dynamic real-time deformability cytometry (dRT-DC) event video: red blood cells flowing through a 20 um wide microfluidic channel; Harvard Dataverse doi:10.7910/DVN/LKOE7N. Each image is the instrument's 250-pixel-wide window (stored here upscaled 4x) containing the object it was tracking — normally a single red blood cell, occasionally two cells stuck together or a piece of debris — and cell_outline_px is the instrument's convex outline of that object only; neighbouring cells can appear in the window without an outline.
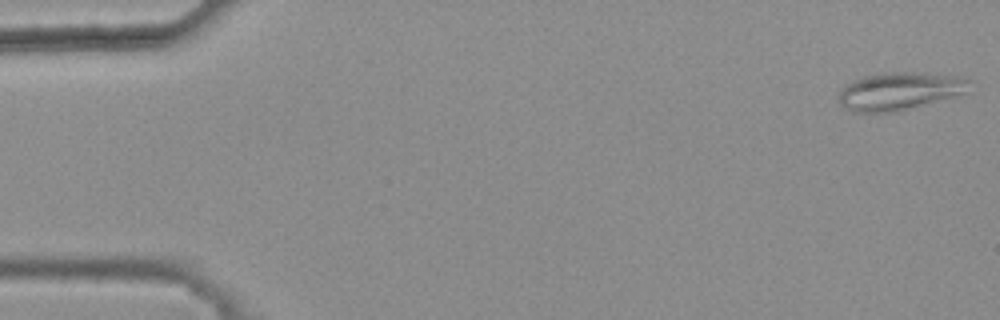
{"species": "common noctule bat (a hibernating species)", "species_latin": "Nyctalus noctula", "temperature_condition": "warm", "stored_images_in_passage": 47, "camera_frame_rate_fps": 3000, "um_per_image_px": 0.085, "animal": {"sex": "female", "body_mass_g": 25.1}, "frame": {"image": 1, "passage_image": 1, "time_ms": 0.0, "image_size_px": [1000, 320], "cell_outline_px": [[972, 80], [968, 92], [960, 96], [896, 112], [852, 112], [844, 108], [840, 104], [840, 88], [844, 84], [864, 76], [880, 72], [924, 72], [960, 76]], "centroid_in_image_um": [76.53, 7.73], "position_along_channel_um": 8.5, "area_um2": 29.54}}
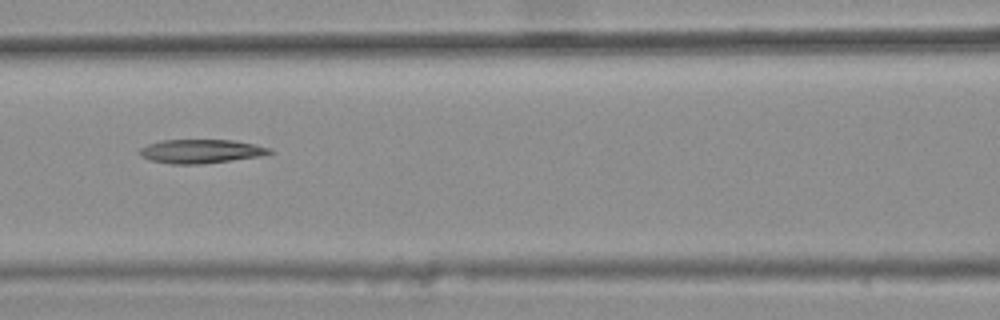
{"frame": {"image": 2, "passage_image": 23, "time_ms": 7.333, "image_size_px": [1000, 320], "cell_outline_px": [[276, 152], [260, 156], [200, 164], [172, 164], [148, 160], [140, 156], [136, 152], [140, 148], [148, 144], [160, 140], [232, 140], [256, 144], [272, 148]], "centroid_in_image_um": [17.06, 12.85], "position_along_channel_um": 149.5, "area_um2": 18.26}}
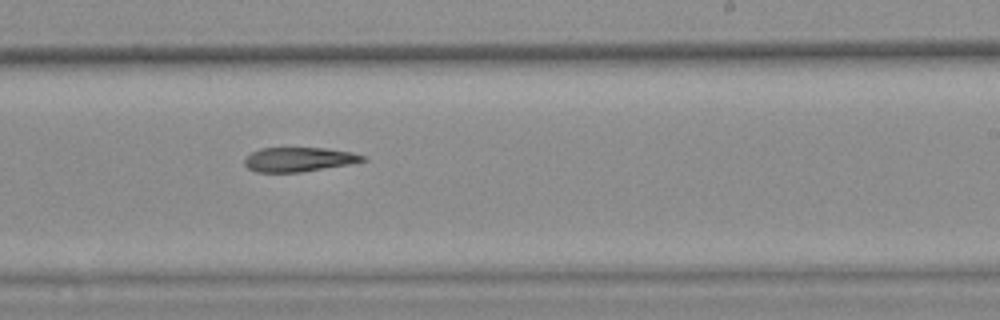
{"frame": {"image": 3, "passage_image": 32, "time_ms": 10.333, "image_size_px": [1000, 320], "cell_outline_px": [[368, 160], [348, 164], [300, 172], [256, 172], [248, 168], [244, 164], [244, 160], [252, 152], [260, 148], [324, 148], [352, 152], [364, 156]], "centroid_in_image_um": [25.39, 13.55], "position_along_channel_um": 263.6, "area_um2": 16.59}}